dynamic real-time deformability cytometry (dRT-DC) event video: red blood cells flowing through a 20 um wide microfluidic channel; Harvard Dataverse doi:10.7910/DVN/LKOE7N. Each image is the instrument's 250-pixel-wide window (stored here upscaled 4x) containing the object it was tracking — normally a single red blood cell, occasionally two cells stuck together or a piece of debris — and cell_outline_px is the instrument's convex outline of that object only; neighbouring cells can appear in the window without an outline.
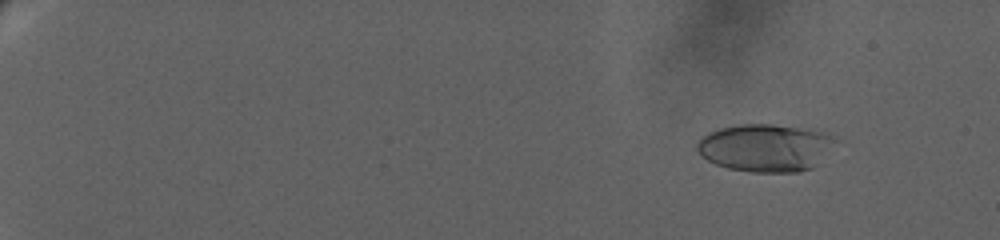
{"species": "human", "species_latin": "Homo sapiens", "temperature_condition": "warm", "stored_images_in_passage": 27, "camera_frame_rate_fps": 3000, "um_per_image_px": 0.085, "donor": {"sex": "female"}, "frame": {"image": 1, "passage_image": 5, "time_ms": 2.667, "image_size_px": [1000, 240], "cell_outline_px": [[844, 140], [812, 168], [800, 172], [748, 172], [728, 168], [716, 164], [700, 156], [696, 148], [696, 144], [708, 132], [720, 128], [740, 124], [772, 124], [812, 128], [828, 132]], "centroid_in_image_um": [65.19, 12.54], "position_along_channel_um": 19.8, "area_um2": 39.54}}
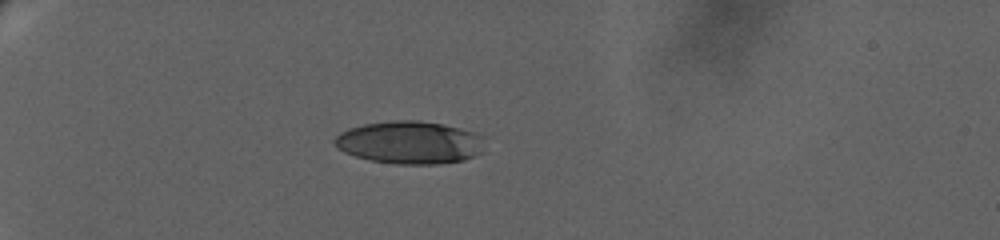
{"frame": {"image": 2, "passage_image": 19, "time_ms": 7.667, "image_size_px": [1000, 240], "cell_outline_px": [[484, 152], [464, 160], [436, 164], [396, 164], [368, 160], [344, 152], [332, 144], [332, 140], [340, 132], [348, 128], [364, 124], [392, 120], [420, 120], [444, 124], [460, 128], [484, 136]], "centroid_in_image_um": [34.83, 12.11], "position_along_channel_um": 50.2, "area_um2": 37.86}}
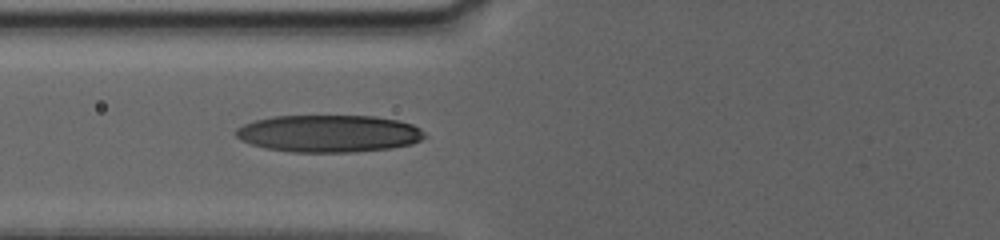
{"frame": {"image": 3, "passage_image": 27, "time_ms": 10.667, "image_size_px": [1000, 240], "cell_outline_px": [[428, 136], [412, 144], [392, 148], [356, 152], [292, 152], [264, 148], [240, 140], [236, 136], [236, 128], [244, 124], [256, 120], [272, 116], [376, 116], [400, 120], [412, 124], [420, 128]], "centroid_in_image_um": [27.98, 11.35], "position_along_channel_um": 97.8, "area_um2": 41.27}}